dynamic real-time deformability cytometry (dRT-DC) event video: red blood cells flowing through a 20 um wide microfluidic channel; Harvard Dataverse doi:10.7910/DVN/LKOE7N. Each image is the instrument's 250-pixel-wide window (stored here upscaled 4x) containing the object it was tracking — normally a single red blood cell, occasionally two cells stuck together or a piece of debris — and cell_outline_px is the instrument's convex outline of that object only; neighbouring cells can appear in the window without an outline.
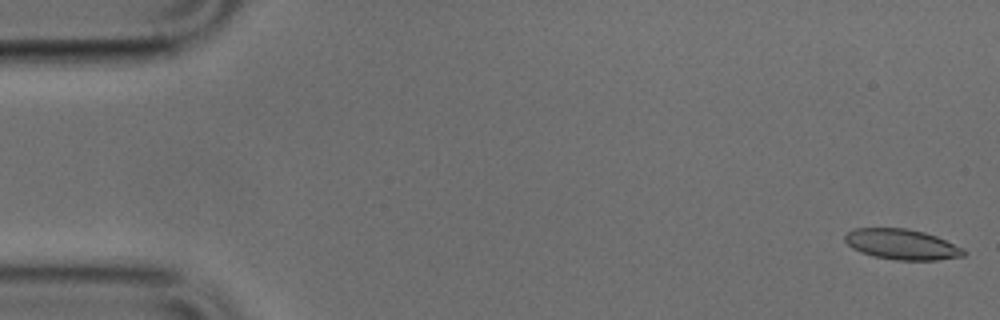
{"species": "common noctule bat (a hibernating species)", "species_latin": "Nyctalus noctula", "temperature_condition": "cold", "stored_images_in_passage": 50, "camera_frame_rate_fps": 3000, "um_per_image_px": 0.085, "animal": {"sex": "male", "body_mass_g": 17.9, "forearm_length_mm": 54.2}, "frame": {"image": 1, "passage_image": 1, "time_ms": 0.0, "image_size_px": [1000, 320], "cell_outline_px": [[968, 252], [964, 256], [936, 260], [896, 260], [872, 256], [860, 252], [852, 248], [844, 240], [844, 236], [848, 232], [856, 228], [908, 228], [924, 232], [936, 236], [964, 248]], "centroid_in_image_um": [76.67, 20.77], "position_along_channel_um": 8.3, "area_um2": 21.21}}
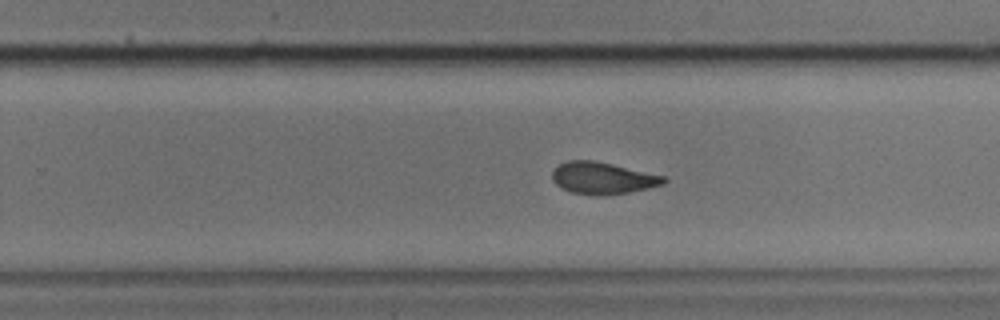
{"frame": {"image": 2, "passage_image": 31, "time_ms": 10.0, "image_size_px": [1000, 320], "cell_outline_px": [[668, 180], [664, 184], [648, 188], [628, 192], [596, 196], [568, 192], [560, 188], [552, 180], [552, 168], [568, 160], [596, 160], [664, 176]], "centroid_in_image_um": [51.18, 15.14], "position_along_channel_um": 278.6, "area_um2": 20.92}}
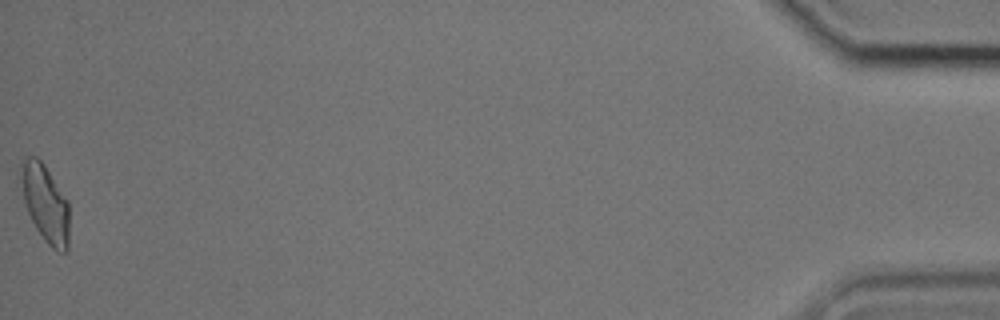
{"frame": {"image": 3, "passage_image": 50, "time_ms": 16.333, "image_size_px": [1000, 320], "cell_outline_px": [[68, 248], [64, 252], [56, 252], [44, 240], [36, 228], [28, 212], [24, 200], [20, 180], [20, 160], [28, 156], [36, 156], [44, 164], [68, 200]], "centroid_in_image_um": [3.83, 17.25], "position_along_channel_um": 431.4, "area_um2": 21.85}}